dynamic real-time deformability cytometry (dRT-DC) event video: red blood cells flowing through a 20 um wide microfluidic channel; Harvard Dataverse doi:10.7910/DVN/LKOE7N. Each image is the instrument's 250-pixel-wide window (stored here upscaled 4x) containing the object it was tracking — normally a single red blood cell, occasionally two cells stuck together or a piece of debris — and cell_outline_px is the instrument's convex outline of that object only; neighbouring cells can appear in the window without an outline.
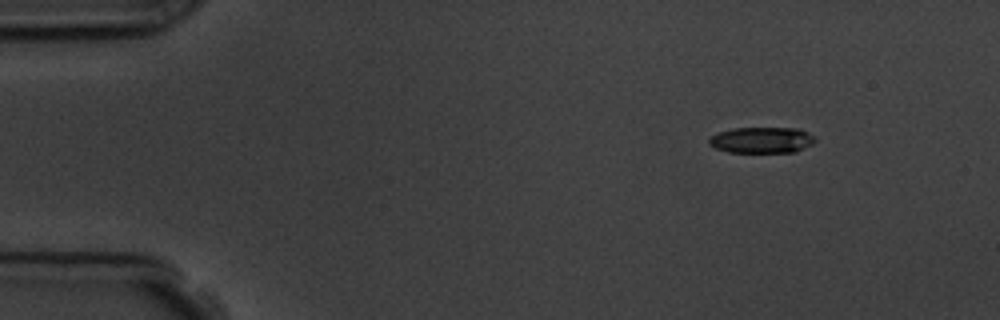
{"species": "common noctule bat (a hibernating species)", "species_latin": "Nyctalus noctula", "temperature_condition": "room temperature", "stored_images_in_passage": 9, "camera_frame_rate_fps": 3000, "um_per_image_px": 0.085, "animal": {"sex": "male", "body_mass_g": 19.5, "forearm_length_mm": 54.6}, "frame": {"image": 1, "passage_image": 1, "time_ms": 0.0, "image_size_px": [1000, 320], "cell_outline_px": [[816, 140], [812, 144], [796, 152], [728, 152], [716, 148], [708, 144], [708, 140], [712, 136], [720, 132], [732, 128], [800, 128], [816, 136]], "centroid_in_image_um": [64.79, 11.9], "position_along_channel_um": 20.2, "area_um2": 16.18}}
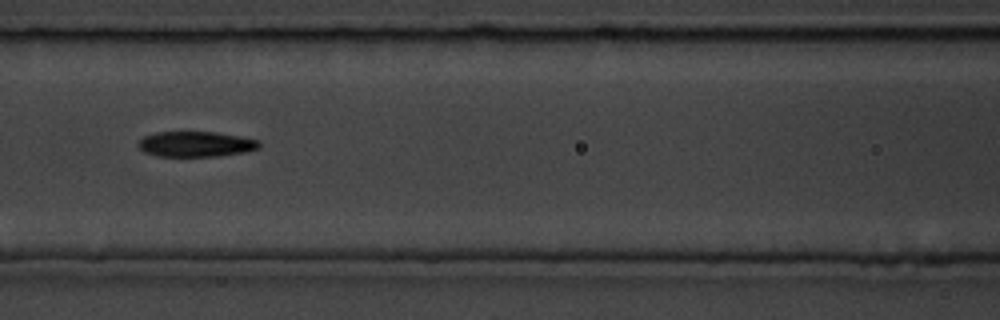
{"frame": {"image": 2, "passage_image": 6, "time_ms": 6.0, "image_size_px": [1000, 320], "cell_outline_px": [[260, 148], [244, 152], [220, 156], [156, 156], [144, 152], [136, 144], [144, 136], [156, 132], [216, 132], [240, 136], [256, 140], [260, 144]], "centroid_in_image_um": [16.62, 12.25], "position_along_channel_um": 150.0, "area_um2": 17.86}}
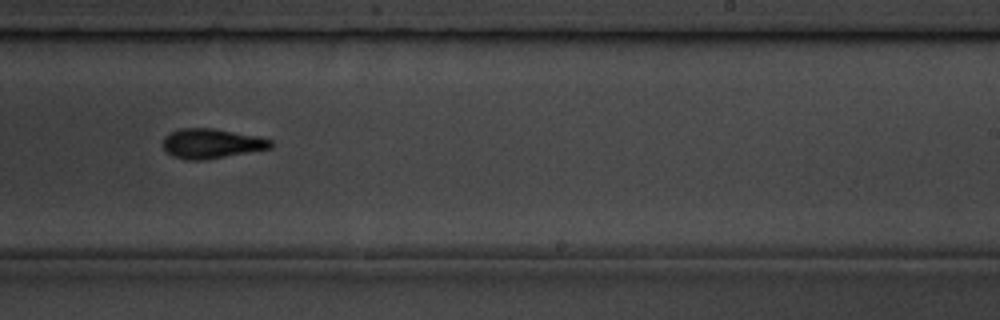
{"frame": {"image": 3, "passage_image": 9, "time_ms": 9.333, "image_size_px": [1000, 320], "cell_outline_px": [[272, 148], [204, 160], [184, 160], [172, 156], [164, 152], [164, 136], [168, 132], [180, 128], [212, 128], [256, 136], [272, 140]], "centroid_in_image_um": [17.92, 12.2], "position_along_channel_um": 271.1, "area_um2": 18.73}}